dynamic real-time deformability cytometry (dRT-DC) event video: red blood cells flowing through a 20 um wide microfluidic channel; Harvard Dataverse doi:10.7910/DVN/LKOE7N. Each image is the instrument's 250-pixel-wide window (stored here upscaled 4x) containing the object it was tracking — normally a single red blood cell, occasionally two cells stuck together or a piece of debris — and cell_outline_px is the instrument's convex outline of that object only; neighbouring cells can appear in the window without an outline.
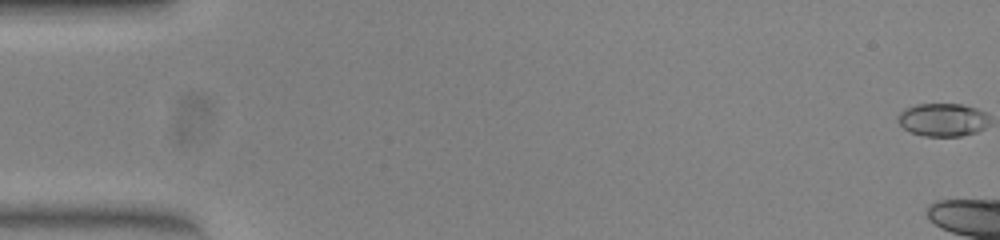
{"species": "common noctule bat (a hibernating species)", "species_latin": "Nyctalus noctula", "temperature_condition": "warm", "stored_images_in_passage": 15, "camera_frame_rate_fps": 3000, "um_per_image_px": 0.085, "animal": {"sex": "female", "body_mass_g": 23.0, "forearm_length_mm": 53.4}, "frame": {"image": 1, "passage_image": 1, "time_ms": 0.0, "image_size_px": [1000, 240], "cell_outline_px": [[980, 128], [972, 132], [960, 136], [928, 136], [912, 132], [904, 128], [900, 124], [900, 116], [908, 108], [924, 104], [956, 104], [972, 108], [980, 112]], "centroid_in_image_um": [79.98, 10.19], "position_along_channel_um": 5.0, "area_um2": 15.84}}